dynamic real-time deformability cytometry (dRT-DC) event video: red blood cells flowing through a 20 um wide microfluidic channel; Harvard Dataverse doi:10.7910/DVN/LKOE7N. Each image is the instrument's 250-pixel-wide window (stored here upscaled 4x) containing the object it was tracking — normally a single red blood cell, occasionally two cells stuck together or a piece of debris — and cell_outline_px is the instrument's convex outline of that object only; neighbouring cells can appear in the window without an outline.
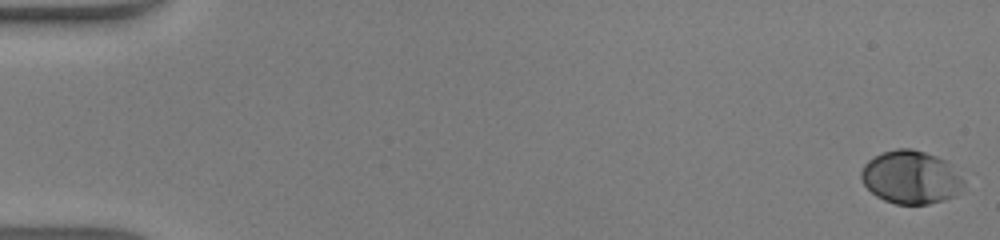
{"species": "human", "species_latin": "Homo sapiens", "temperature_condition": "warm", "stored_images_in_passage": 49, "camera_frame_rate_fps": 3000, "um_per_image_px": 0.085, "donor": {"sex": "male"}, "frame": {"image": 1, "passage_image": 1, "time_ms": 0.0, "image_size_px": [1000, 240], "cell_outline_px": [[968, 176], [960, 192], [944, 200], [928, 204], [896, 204], [884, 200], [876, 196], [864, 184], [860, 176], [860, 172], [864, 164], [868, 160], [884, 152], [896, 148], [912, 148], [936, 156], [952, 164]], "centroid_in_image_um": [77.49, 15.06], "position_along_channel_um": 7.5, "area_um2": 32.25}}
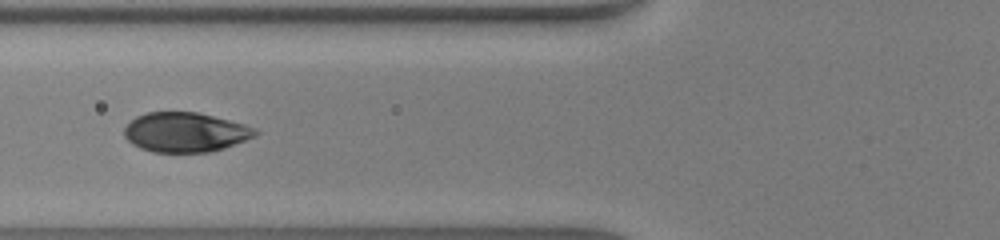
{"frame": {"image": 2, "passage_image": 20, "time_ms": 6.333, "image_size_px": [1000, 240], "cell_outline_px": [[260, 132], [256, 136], [224, 148], [212, 152], [152, 152], [140, 148], [132, 144], [124, 136], [124, 128], [136, 116], [148, 112], [196, 112], [244, 124], [256, 128]], "centroid_in_image_um": [15.75, 11.25], "position_along_channel_um": 110.0, "area_um2": 30.23}}
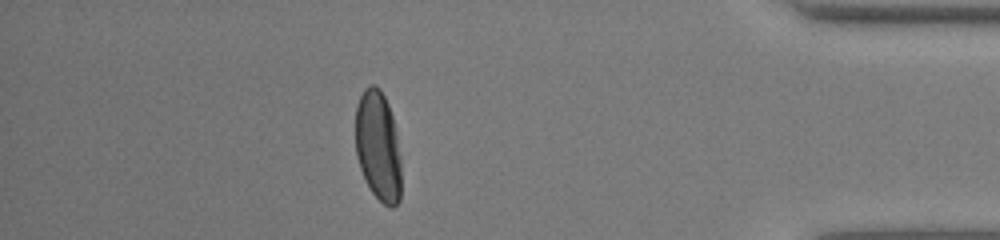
{"frame": {"image": 3, "passage_image": 43, "time_ms": 14.0, "image_size_px": [1000, 240], "cell_outline_px": [[400, 200], [392, 208], [388, 208], [372, 192], [360, 168], [356, 156], [356, 104], [364, 88], [368, 84], [372, 84], [380, 88], [388, 104], [392, 116], [396, 132], [400, 160]], "centroid_in_image_um": [32.13, 12.39], "position_along_channel_um": 403.1, "area_um2": 29.25}, "authors_computed_cell_mechanics": {"area_um2": 31.3854, "velocity_mm_per_s": 4.3304, "shape_relaxation_time_tau1_ms": 2.1301, "shape_relaxation_time_tau2_ms": null, "deformation_change_tau1": 0.1533, "deformation_change_tau2": null}}